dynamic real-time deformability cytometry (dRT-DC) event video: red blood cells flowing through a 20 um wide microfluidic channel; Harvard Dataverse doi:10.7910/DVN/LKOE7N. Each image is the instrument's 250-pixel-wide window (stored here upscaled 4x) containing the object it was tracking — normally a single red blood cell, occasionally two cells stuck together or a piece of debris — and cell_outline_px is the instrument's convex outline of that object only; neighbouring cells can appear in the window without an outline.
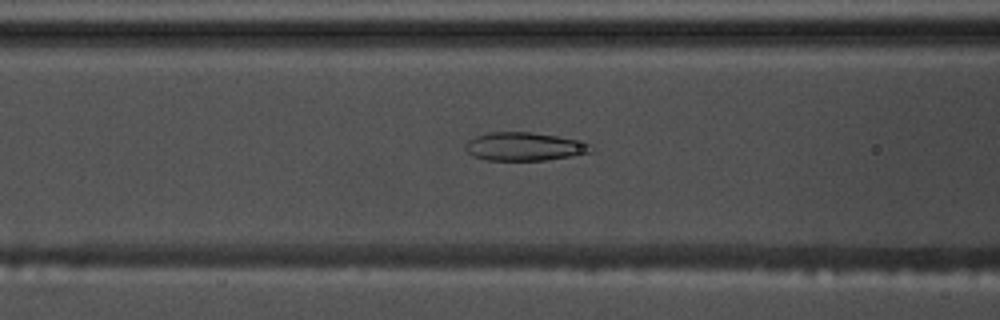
{"species": "common noctule bat (a hibernating species)", "species_latin": "Nyctalus noctula", "temperature_condition": "warm", "stored_images_in_passage": 46, "camera_frame_rate_fps": 3000, "um_per_image_px": 0.085, "animal": {"sex": "male", "body_mass_g": 17.5, "forearm_length_mm": 52.3}, "frame": {"image": 1, "passage_image": 22, "time_ms": 7.0, "image_size_px": [1000, 320], "cell_outline_px": [[596, 152], [572, 156], [544, 160], [484, 160], [472, 156], [464, 148], [464, 144], [468, 140], [476, 136], [488, 132], [532, 132], [556, 136], [576, 140], [592, 144]], "centroid_in_image_um": [44.58, 12.46], "position_along_channel_um": 122.0, "area_um2": 20.98}}
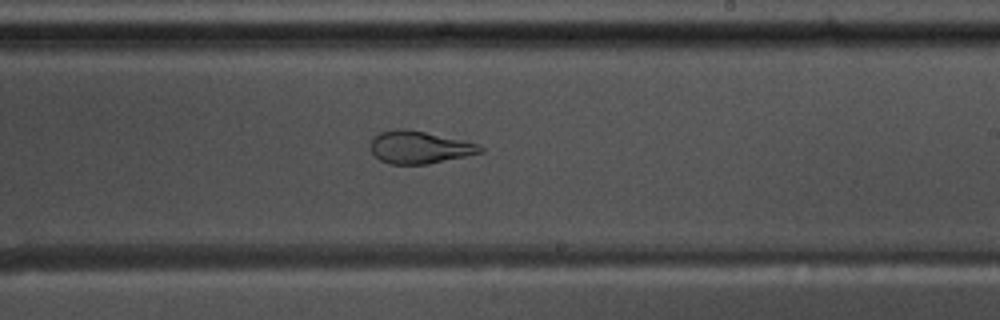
{"frame": {"image": 2, "passage_image": 33, "time_ms": 10.667, "image_size_px": [1000, 320], "cell_outline_px": [[484, 152], [428, 164], [388, 164], [380, 160], [372, 152], [368, 144], [372, 136], [380, 132], [396, 128], [404, 128], [424, 132], [460, 140], [476, 144], [484, 148]], "centroid_in_image_um": [35.57, 12.52], "position_along_channel_um": 253.4, "area_um2": 20.75}}
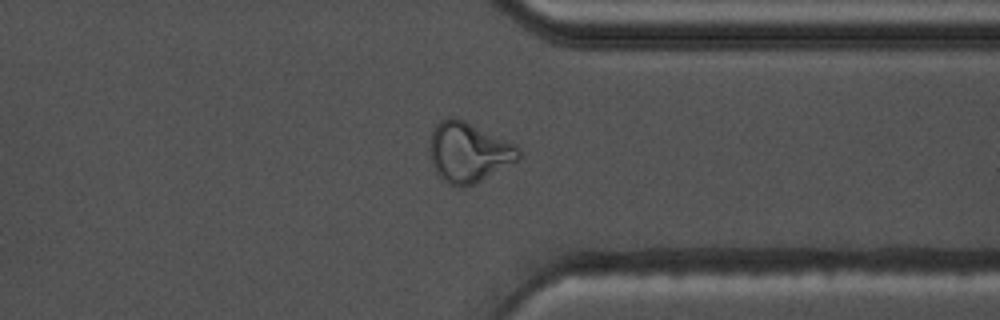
{"frame": {"image": 3, "passage_image": 43, "time_ms": 14.0, "image_size_px": [1000, 320], "cell_outline_px": [[520, 160], [464, 188], [456, 188], [448, 184], [436, 172], [432, 164], [428, 152], [428, 144], [432, 132], [436, 124], [440, 120], [448, 116], [456, 116], [516, 144], [520, 148]], "centroid_in_image_um": [39.8, 12.92], "position_along_channel_um": 371.6, "area_um2": 31.56}}